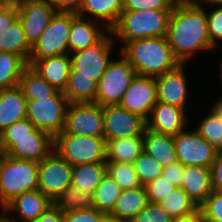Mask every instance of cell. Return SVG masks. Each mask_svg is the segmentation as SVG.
<instances>
[{
	"mask_svg": "<svg viewBox=\"0 0 222 222\" xmlns=\"http://www.w3.org/2000/svg\"><path fill=\"white\" fill-rule=\"evenodd\" d=\"M119 51L138 75L157 77L181 64L174 56L166 36L137 39L128 42Z\"/></svg>",
	"mask_w": 222,
	"mask_h": 222,
	"instance_id": "7a4b0ae2",
	"label": "cell"
},
{
	"mask_svg": "<svg viewBox=\"0 0 222 222\" xmlns=\"http://www.w3.org/2000/svg\"><path fill=\"white\" fill-rule=\"evenodd\" d=\"M123 11V0H84L78 16L87 17L103 25L111 30L118 22ZM86 13V14H85ZM92 16V18H91Z\"/></svg>",
	"mask_w": 222,
	"mask_h": 222,
	"instance_id": "cb8c5ba5",
	"label": "cell"
},
{
	"mask_svg": "<svg viewBox=\"0 0 222 222\" xmlns=\"http://www.w3.org/2000/svg\"><path fill=\"white\" fill-rule=\"evenodd\" d=\"M114 37L109 31L98 43L70 54L71 71L78 75L91 76L97 82L111 62L110 52L114 46Z\"/></svg>",
	"mask_w": 222,
	"mask_h": 222,
	"instance_id": "ba28073f",
	"label": "cell"
},
{
	"mask_svg": "<svg viewBox=\"0 0 222 222\" xmlns=\"http://www.w3.org/2000/svg\"><path fill=\"white\" fill-rule=\"evenodd\" d=\"M39 162L3 154L0 159V207L3 209L20 194L38 189Z\"/></svg>",
	"mask_w": 222,
	"mask_h": 222,
	"instance_id": "277c9868",
	"label": "cell"
},
{
	"mask_svg": "<svg viewBox=\"0 0 222 222\" xmlns=\"http://www.w3.org/2000/svg\"><path fill=\"white\" fill-rule=\"evenodd\" d=\"M106 174V163L78 164L72 168L71 185L93 194Z\"/></svg>",
	"mask_w": 222,
	"mask_h": 222,
	"instance_id": "f1b7e54d",
	"label": "cell"
},
{
	"mask_svg": "<svg viewBox=\"0 0 222 222\" xmlns=\"http://www.w3.org/2000/svg\"><path fill=\"white\" fill-rule=\"evenodd\" d=\"M70 27L71 13L57 12L32 47L30 59L69 54Z\"/></svg>",
	"mask_w": 222,
	"mask_h": 222,
	"instance_id": "30bf717a",
	"label": "cell"
},
{
	"mask_svg": "<svg viewBox=\"0 0 222 222\" xmlns=\"http://www.w3.org/2000/svg\"><path fill=\"white\" fill-rule=\"evenodd\" d=\"M18 18L17 6H0V35Z\"/></svg>",
	"mask_w": 222,
	"mask_h": 222,
	"instance_id": "c3c4849f",
	"label": "cell"
},
{
	"mask_svg": "<svg viewBox=\"0 0 222 222\" xmlns=\"http://www.w3.org/2000/svg\"><path fill=\"white\" fill-rule=\"evenodd\" d=\"M121 54L117 60L112 59L105 73L97 83L94 103L98 105L119 104L123 94L137 75L134 67Z\"/></svg>",
	"mask_w": 222,
	"mask_h": 222,
	"instance_id": "52a82bcc",
	"label": "cell"
},
{
	"mask_svg": "<svg viewBox=\"0 0 222 222\" xmlns=\"http://www.w3.org/2000/svg\"><path fill=\"white\" fill-rule=\"evenodd\" d=\"M157 102L155 77L137 74L123 94L119 105L147 119Z\"/></svg>",
	"mask_w": 222,
	"mask_h": 222,
	"instance_id": "9a60e30c",
	"label": "cell"
},
{
	"mask_svg": "<svg viewBox=\"0 0 222 222\" xmlns=\"http://www.w3.org/2000/svg\"><path fill=\"white\" fill-rule=\"evenodd\" d=\"M195 129L216 151L222 150V121L212 109Z\"/></svg>",
	"mask_w": 222,
	"mask_h": 222,
	"instance_id": "74e56055",
	"label": "cell"
},
{
	"mask_svg": "<svg viewBox=\"0 0 222 222\" xmlns=\"http://www.w3.org/2000/svg\"><path fill=\"white\" fill-rule=\"evenodd\" d=\"M203 1L215 4V5H221L222 6V0H203Z\"/></svg>",
	"mask_w": 222,
	"mask_h": 222,
	"instance_id": "9f6ffc18",
	"label": "cell"
},
{
	"mask_svg": "<svg viewBox=\"0 0 222 222\" xmlns=\"http://www.w3.org/2000/svg\"><path fill=\"white\" fill-rule=\"evenodd\" d=\"M68 106L69 101L60 91L54 97L27 100L26 118L37 129L55 138L64 129Z\"/></svg>",
	"mask_w": 222,
	"mask_h": 222,
	"instance_id": "8992f818",
	"label": "cell"
},
{
	"mask_svg": "<svg viewBox=\"0 0 222 222\" xmlns=\"http://www.w3.org/2000/svg\"><path fill=\"white\" fill-rule=\"evenodd\" d=\"M94 20L85 19L76 13H71V27L68 39L69 54L95 45L110 31L102 23H97ZM98 24L103 27L100 28Z\"/></svg>",
	"mask_w": 222,
	"mask_h": 222,
	"instance_id": "d6986e66",
	"label": "cell"
},
{
	"mask_svg": "<svg viewBox=\"0 0 222 222\" xmlns=\"http://www.w3.org/2000/svg\"><path fill=\"white\" fill-rule=\"evenodd\" d=\"M172 219L158 203L149 202L130 222H172Z\"/></svg>",
	"mask_w": 222,
	"mask_h": 222,
	"instance_id": "7bdbcfd3",
	"label": "cell"
},
{
	"mask_svg": "<svg viewBox=\"0 0 222 222\" xmlns=\"http://www.w3.org/2000/svg\"><path fill=\"white\" fill-rule=\"evenodd\" d=\"M211 109L217 114L219 119L222 121V98L216 100V102L212 105Z\"/></svg>",
	"mask_w": 222,
	"mask_h": 222,
	"instance_id": "f5cc1de1",
	"label": "cell"
},
{
	"mask_svg": "<svg viewBox=\"0 0 222 222\" xmlns=\"http://www.w3.org/2000/svg\"><path fill=\"white\" fill-rule=\"evenodd\" d=\"M26 104L27 99L19 85L0 90V134L26 118Z\"/></svg>",
	"mask_w": 222,
	"mask_h": 222,
	"instance_id": "7402d4cb",
	"label": "cell"
},
{
	"mask_svg": "<svg viewBox=\"0 0 222 222\" xmlns=\"http://www.w3.org/2000/svg\"><path fill=\"white\" fill-rule=\"evenodd\" d=\"M53 150V137H22L13 138V146L5 155L16 159L41 162Z\"/></svg>",
	"mask_w": 222,
	"mask_h": 222,
	"instance_id": "603a6c76",
	"label": "cell"
},
{
	"mask_svg": "<svg viewBox=\"0 0 222 222\" xmlns=\"http://www.w3.org/2000/svg\"><path fill=\"white\" fill-rule=\"evenodd\" d=\"M22 137H52L37 129L27 118L13 123L0 134V146L5 154L13 146V138Z\"/></svg>",
	"mask_w": 222,
	"mask_h": 222,
	"instance_id": "e575fe53",
	"label": "cell"
},
{
	"mask_svg": "<svg viewBox=\"0 0 222 222\" xmlns=\"http://www.w3.org/2000/svg\"><path fill=\"white\" fill-rule=\"evenodd\" d=\"M220 79L222 80V62L220 63Z\"/></svg>",
	"mask_w": 222,
	"mask_h": 222,
	"instance_id": "6f0895ef",
	"label": "cell"
},
{
	"mask_svg": "<svg viewBox=\"0 0 222 222\" xmlns=\"http://www.w3.org/2000/svg\"><path fill=\"white\" fill-rule=\"evenodd\" d=\"M180 187L200 207L213 191L210 168L198 165L185 166Z\"/></svg>",
	"mask_w": 222,
	"mask_h": 222,
	"instance_id": "44dd1931",
	"label": "cell"
},
{
	"mask_svg": "<svg viewBox=\"0 0 222 222\" xmlns=\"http://www.w3.org/2000/svg\"><path fill=\"white\" fill-rule=\"evenodd\" d=\"M144 187L148 201L152 203H159L176 188L175 185L171 184L170 181L162 175L155 178L153 181L148 182Z\"/></svg>",
	"mask_w": 222,
	"mask_h": 222,
	"instance_id": "60d3db41",
	"label": "cell"
},
{
	"mask_svg": "<svg viewBox=\"0 0 222 222\" xmlns=\"http://www.w3.org/2000/svg\"><path fill=\"white\" fill-rule=\"evenodd\" d=\"M210 170L213 191L222 192V150L217 151Z\"/></svg>",
	"mask_w": 222,
	"mask_h": 222,
	"instance_id": "7dc6e473",
	"label": "cell"
},
{
	"mask_svg": "<svg viewBox=\"0 0 222 222\" xmlns=\"http://www.w3.org/2000/svg\"><path fill=\"white\" fill-rule=\"evenodd\" d=\"M18 85L27 100L54 97L59 92L44 80L30 65L24 69Z\"/></svg>",
	"mask_w": 222,
	"mask_h": 222,
	"instance_id": "4dcf8cb0",
	"label": "cell"
},
{
	"mask_svg": "<svg viewBox=\"0 0 222 222\" xmlns=\"http://www.w3.org/2000/svg\"><path fill=\"white\" fill-rule=\"evenodd\" d=\"M2 156H3V151H2V148L0 146V159L2 158Z\"/></svg>",
	"mask_w": 222,
	"mask_h": 222,
	"instance_id": "91938a15",
	"label": "cell"
},
{
	"mask_svg": "<svg viewBox=\"0 0 222 222\" xmlns=\"http://www.w3.org/2000/svg\"><path fill=\"white\" fill-rule=\"evenodd\" d=\"M28 65L56 90L64 92L72 68L70 54L29 59Z\"/></svg>",
	"mask_w": 222,
	"mask_h": 222,
	"instance_id": "ffe728a7",
	"label": "cell"
},
{
	"mask_svg": "<svg viewBox=\"0 0 222 222\" xmlns=\"http://www.w3.org/2000/svg\"><path fill=\"white\" fill-rule=\"evenodd\" d=\"M173 10L122 11L117 24L110 30L124 46L131 41L167 35ZM117 38V39H116Z\"/></svg>",
	"mask_w": 222,
	"mask_h": 222,
	"instance_id": "3957f363",
	"label": "cell"
},
{
	"mask_svg": "<svg viewBox=\"0 0 222 222\" xmlns=\"http://www.w3.org/2000/svg\"><path fill=\"white\" fill-rule=\"evenodd\" d=\"M62 218L63 211L52 205L32 222H62Z\"/></svg>",
	"mask_w": 222,
	"mask_h": 222,
	"instance_id": "f907efd6",
	"label": "cell"
},
{
	"mask_svg": "<svg viewBox=\"0 0 222 222\" xmlns=\"http://www.w3.org/2000/svg\"><path fill=\"white\" fill-rule=\"evenodd\" d=\"M200 3L211 4L213 6H218V8L212 9L209 14H207V29L208 35L213 49L218 46V41H222V6L208 3L203 0H198Z\"/></svg>",
	"mask_w": 222,
	"mask_h": 222,
	"instance_id": "ab89813d",
	"label": "cell"
},
{
	"mask_svg": "<svg viewBox=\"0 0 222 222\" xmlns=\"http://www.w3.org/2000/svg\"><path fill=\"white\" fill-rule=\"evenodd\" d=\"M178 0H123V11L173 10Z\"/></svg>",
	"mask_w": 222,
	"mask_h": 222,
	"instance_id": "b9f144b4",
	"label": "cell"
},
{
	"mask_svg": "<svg viewBox=\"0 0 222 222\" xmlns=\"http://www.w3.org/2000/svg\"><path fill=\"white\" fill-rule=\"evenodd\" d=\"M172 222H204V220L202 211L199 207L196 211H193L190 214L174 217Z\"/></svg>",
	"mask_w": 222,
	"mask_h": 222,
	"instance_id": "816d5d0a",
	"label": "cell"
},
{
	"mask_svg": "<svg viewBox=\"0 0 222 222\" xmlns=\"http://www.w3.org/2000/svg\"><path fill=\"white\" fill-rule=\"evenodd\" d=\"M185 173V166L179 161L163 167L161 175L176 187H180Z\"/></svg>",
	"mask_w": 222,
	"mask_h": 222,
	"instance_id": "bcb514c9",
	"label": "cell"
},
{
	"mask_svg": "<svg viewBox=\"0 0 222 222\" xmlns=\"http://www.w3.org/2000/svg\"><path fill=\"white\" fill-rule=\"evenodd\" d=\"M122 191L119 184L106 173L93 193L95 208L108 215Z\"/></svg>",
	"mask_w": 222,
	"mask_h": 222,
	"instance_id": "d6a6232c",
	"label": "cell"
},
{
	"mask_svg": "<svg viewBox=\"0 0 222 222\" xmlns=\"http://www.w3.org/2000/svg\"><path fill=\"white\" fill-rule=\"evenodd\" d=\"M106 143L117 138L143 136L146 119L119 104L102 106Z\"/></svg>",
	"mask_w": 222,
	"mask_h": 222,
	"instance_id": "4fadbf2b",
	"label": "cell"
},
{
	"mask_svg": "<svg viewBox=\"0 0 222 222\" xmlns=\"http://www.w3.org/2000/svg\"><path fill=\"white\" fill-rule=\"evenodd\" d=\"M133 165L142 186L159 177L163 170L161 164L144 151L133 162Z\"/></svg>",
	"mask_w": 222,
	"mask_h": 222,
	"instance_id": "f35d334b",
	"label": "cell"
},
{
	"mask_svg": "<svg viewBox=\"0 0 222 222\" xmlns=\"http://www.w3.org/2000/svg\"><path fill=\"white\" fill-rule=\"evenodd\" d=\"M107 214L97 208L65 211L62 222H104Z\"/></svg>",
	"mask_w": 222,
	"mask_h": 222,
	"instance_id": "f6af8a7d",
	"label": "cell"
},
{
	"mask_svg": "<svg viewBox=\"0 0 222 222\" xmlns=\"http://www.w3.org/2000/svg\"><path fill=\"white\" fill-rule=\"evenodd\" d=\"M184 108L157 102L146 119V129L167 135H177L184 130L187 121Z\"/></svg>",
	"mask_w": 222,
	"mask_h": 222,
	"instance_id": "e0dca14e",
	"label": "cell"
},
{
	"mask_svg": "<svg viewBox=\"0 0 222 222\" xmlns=\"http://www.w3.org/2000/svg\"><path fill=\"white\" fill-rule=\"evenodd\" d=\"M24 0H0V5L19 7Z\"/></svg>",
	"mask_w": 222,
	"mask_h": 222,
	"instance_id": "db71d44e",
	"label": "cell"
},
{
	"mask_svg": "<svg viewBox=\"0 0 222 222\" xmlns=\"http://www.w3.org/2000/svg\"><path fill=\"white\" fill-rule=\"evenodd\" d=\"M60 134L104 137L102 106L94 102L69 103Z\"/></svg>",
	"mask_w": 222,
	"mask_h": 222,
	"instance_id": "9c48e42d",
	"label": "cell"
},
{
	"mask_svg": "<svg viewBox=\"0 0 222 222\" xmlns=\"http://www.w3.org/2000/svg\"><path fill=\"white\" fill-rule=\"evenodd\" d=\"M56 13L50 0H24L18 7V18L31 47L37 43Z\"/></svg>",
	"mask_w": 222,
	"mask_h": 222,
	"instance_id": "5bb4252c",
	"label": "cell"
},
{
	"mask_svg": "<svg viewBox=\"0 0 222 222\" xmlns=\"http://www.w3.org/2000/svg\"><path fill=\"white\" fill-rule=\"evenodd\" d=\"M185 65L186 63H181L174 70L155 77L158 102L175 105L186 110L189 91L184 71Z\"/></svg>",
	"mask_w": 222,
	"mask_h": 222,
	"instance_id": "2e32d148",
	"label": "cell"
},
{
	"mask_svg": "<svg viewBox=\"0 0 222 222\" xmlns=\"http://www.w3.org/2000/svg\"><path fill=\"white\" fill-rule=\"evenodd\" d=\"M177 160L184 166L198 165L211 168L217 151L196 129L184 130L173 136Z\"/></svg>",
	"mask_w": 222,
	"mask_h": 222,
	"instance_id": "7c38bea8",
	"label": "cell"
},
{
	"mask_svg": "<svg viewBox=\"0 0 222 222\" xmlns=\"http://www.w3.org/2000/svg\"><path fill=\"white\" fill-rule=\"evenodd\" d=\"M27 66L21 56L0 51V90L18 85Z\"/></svg>",
	"mask_w": 222,
	"mask_h": 222,
	"instance_id": "1f68e13d",
	"label": "cell"
},
{
	"mask_svg": "<svg viewBox=\"0 0 222 222\" xmlns=\"http://www.w3.org/2000/svg\"><path fill=\"white\" fill-rule=\"evenodd\" d=\"M0 51L21 56L27 63L32 54V47L26 40L22 23L17 18L1 35Z\"/></svg>",
	"mask_w": 222,
	"mask_h": 222,
	"instance_id": "83f0119b",
	"label": "cell"
},
{
	"mask_svg": "<svg viewBox=\"0 0 222 222\" xmlns=\"http://www.w3.org/2000/svg\"><path fill=\"white\" fill-rule=\"evenodd\" d=\"M149 203L144 186L123 190L110 217L130 222Z\"/></svg>",
	"mask_w": 222,
	"mask_h": 222,
	"instance_id": "484cf974",
	"label": "cell"
},
{
	"mask_svg": "<svg viewBox=\"0 0 222 222\" xmlns=\"http://www.w3.org/2000/svg\"><path fill=\"white\" fill-rule=\"evenodd\" d=\"M204 222H221V221H217V220H204Z\"/></svg>",
	"mask_w": 222,
	"mask_h": 222,
	"instance_id": "680465c9",
	"label": "cell"
},
{
	"mask_svg": "<svg viewBox=\"0 0 222 222\" xmlns=\"http://www.w3.org/2000/svg\"><path fill=\"white\" fill-rule=\"evenodd\" d=\"M53 205L63 212L95 208L93 194L83 192L72 185L54 199Z\"/></svg>",
	"mask_w": 222,
	"mask_h": 222,
	"instance_id": "836d02e7",
	"label": "cell"
},
{
	"mask_svg": "<svg viewBox=\"0 0 222 222\" xmlns=\"http://www.w3.org/2000/svg\"><path fill=\"white\" fill-rule=\"evenodd\" d=\"M84 0H50L57 12L78 13Z\"/></svg>",
	"mask_w": 222,
	"mask_h": 222,
	"instance_id": "681fc988",
	"label": "cell"
},
{
	"mask_svg": "<svg viewBox=\"0 0 222 222\" xmlns=\"http://www.w3.org/2000/svg\"><path fill=\"white\" fill-rule=\"evenodd\" d=\"M97 83L91 76L70 73L63 93L69 103L94 102L97 94Z\"/></svg>",
	"mask_w": 222,
	"mask_h": 222,
	"instance_id": "f546056e",
	"label": "cell"
},
{
	"mask_svg": "<svg viewBox=\"0 0 222 222\" xmlns=\"http://www.w3.org/2000/svg\"><path fill=\"white\" fill-rule=\"evenodd\" d=\"M104 222H128V221L116 219V218H113V217H110L109 215H107Z\"/></svg>",
	"mask_w": 222,
	"mask_h": 222,
	"instance_id": "11a10c76",
	"label": "cell"
},
{
	"mask_svg": "<svg viewBox=\"0 0 222 222\" xmlns=\"http://www.w3.org/2000/svg\"><path fill=\"white\" fill-rule=\"evenodd\" d=\"M52 205L53 202L38 189L24 192L15 197L2 209L4 213L3 219L6 222H32ZM11 210L21 216V221L14 220L9 216L8 212H12Z\"/></svg>",
	"mask_w": 222,
	"mask_h": 222,
	"instance_id": "ac0fdd59",
	"label": "cell"
},
{
	"mask_svg": "<svg viewBox=\"0 0 222 222\" xmlns=\"http://www.w3.org/2000/svg\"><path fill=\"white\" fill-rule=\"evenodd\" d=\"M54 151L72 166L107 161L104 137L59 134L54 138Z\"/></svg>",
	"mask_w": 222,
	"mask_h": 222,
	"instance_id": "5b68a950",
	"label": "cell"
},
{
	"mask_svg": "<svg viewBox=\"0 0 222 222\" xmlns=\"http://www.w3.org/2000/svg\"><path fill=\"white\" fill-rule=\"evenodd\" d=\"M72 168L70 163L53 150L39 162L38 190L53 202L71 185Z\"/></svg>",
	"mask_w": 222,
	"mask_h": 222,
	"instance_id": "8fae6325",
	"label": "cell"
},
{
	"mask_svg": "<svg viewBox=\"0 0 222 222\" xmlns=\"http://www.w3.org/2000/svg\"><path fill=\"white\" fill-rule=\"evenodd\" d=\"M106 173L119 184L122 190L142 186L133 163L106 162Z\"/></svg>",
	"mask_w": 222,
	"mask_h": 222,
	"instance_id": "8d00e7d4",
	"label": "cell"
},
{
	"mask_svg": "<svg viewBox=\"0 0 222 222\" xmlns=\"http://www.w3.org/2000/svg\"><path fill=\"white\" fill-rule=\"evenodd\" d=\"M143 151V136L109 140L107 142L106 162L133 163Z\"/></svg>",
	"mask_w": 222,
	"mask_h": 222,
	"instance_id": "4316f807",
	"label": "cell"
},
{
	"mask_svg": "<svg viewBox=\"0 0 222 222\" xmlns=\"http://www.w3.org/2000/svg\"><path fill=\"white\" fill-rule=\"evenodd\" d=\"M158 204L173 218L190 214L199 208L181 187H176Z\"/></svg>",
	"mask_w": 222,
	"mask_h": 222,
	"instance_id": "d590c367",
	"label": "cell"
},
{
	"mask_svg": "<svg viewBox=\"0 0 222 222\" xmlns=\"http://www.w3.org/2000/svg\"><path fill=\"white\" fill-rule=\"evenodd\" d=\"M143 139L144 152L155 158L162 167L178 161L172 135L159 134L145 129Z\"/></svg>",
	"mask_w": 222,
	"mask_h": 222,
	"instance_id": "d4e9b609",
	"label": "cell"
},
{
	"mask_svg": "<svg viewBox=\"0 0 222 222\" xmlns=\"http://www.w3.org/2000/svg\"><path fill=\"white\" fill-rule=\"evenodd\" d=\"M3 220V213L0 214V222Z\"/></svg>",
	"mask_w": 222,
	"mask_h": 222,
	"instance_id": "94428289",
	"label": "cell"
},
{
	"mask_svg": "<svg viewBox=\"0 0 222 222\" xmlns=\"http://www.w3.org/2000/svg\"><path fill=\"white\" fill-rule=\"evenodd\" d=\"M198 0L177 1L167 30L168 43L180 63H186L196 52L214 50L207 29V12Z\"/></svg>",
	"mask_w": 222,
	"mask_h": 222,
	"instance_id": "6da1fadb",
	"label": "cell"
},
{
	"mask_svg": "<svg viewBox=\"0 0 222 222\" xmlns=\"http://www.w3.org/2000/svg\"><path fill=\"white\" fill-rule=\"evenodd\" d=\"M203 220L222 222V192L212 191L206 201L200 206Z\"/></svg>",
	"mask_w": 222,
	"mask_h": 222,
	"instance_id": "ee69618b",
	"label": "cell"
}]
</instances>
